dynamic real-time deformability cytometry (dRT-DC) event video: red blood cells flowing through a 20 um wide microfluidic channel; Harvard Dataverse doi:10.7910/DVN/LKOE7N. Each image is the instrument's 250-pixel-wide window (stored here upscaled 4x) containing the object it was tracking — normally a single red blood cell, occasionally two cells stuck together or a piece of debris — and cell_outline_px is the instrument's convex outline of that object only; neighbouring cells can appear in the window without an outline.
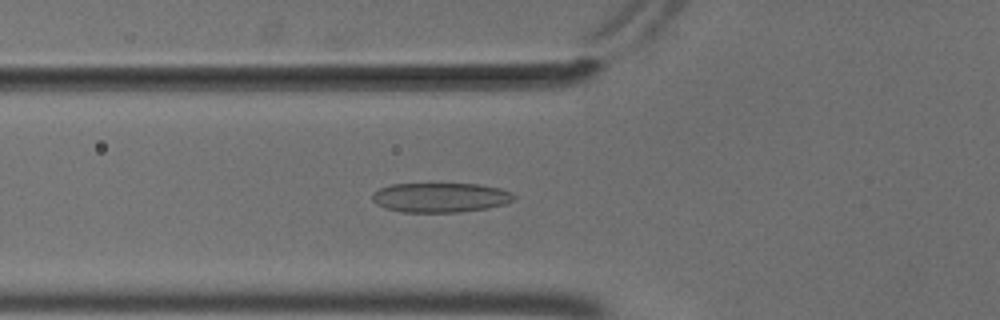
{"species": "common noctule bat (a hibernating species)", "species_latin": "Nyctalus noctula", "temperature_condition": "cold", "stored_images_in_passage": 51, "camera_frame_rate_fps": 3000, "um_per_image_px": 0.085, "animal": {"sex": "male", "body_mass_g": 18.8}, "frame": {"image": 1, "passage_image": 16, "time_ms": 5.0, "image_size_px": [1000, 320], "cell_outline_px": [[516, 196], [508, 204], [488, 208], [460, 212], [400, 212], [384, 208], [376, 204], [372, 200], [372, 196], [380, 188], [392, 184], [480, 184], [500, 188], [512, 192]], "centroid_in_image_um": [37.47, 16.79], "position_along_channel_um": 88.3, "area_um2": 24.57}}
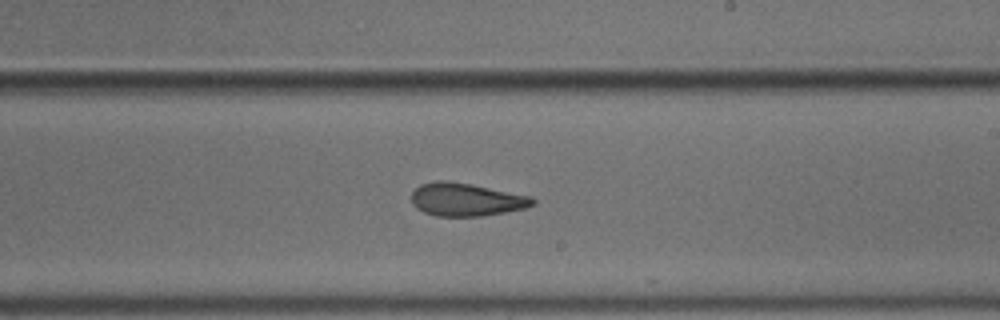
{"frame": {"image": 2, "passage_image": 29, "time_ms": 9.333, "image_size_px": [1000, 320], "cell_outline_px": [[536, 204], [524, 208], [504, 212], [480, 216], [436, 216], [424, 212], [416, 208], [412, 204], [412, 192], [420, 184], [432, 180], [444, 180], [472, 184], [532, 196], [536, 200]], "centroid_in_image_um": [39.62, 16.95], "position_along_channel_um": 249.4, "area_um2": 23.47}}
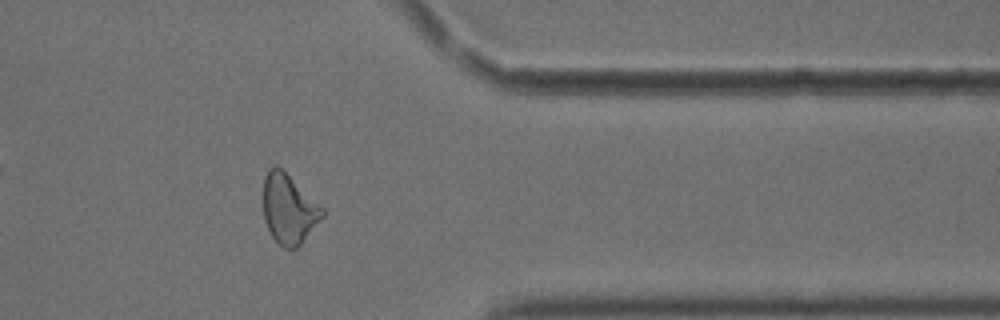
{"frame": {"image": 3, "passage_image": 41, "time_ms": 13.333, "image_size_px": [1000, 320], "cell_outline_px": [[324, 216], [300, 244], [296, 248], [284, 248], [272, 236], [264, 220], [264, 176], [268, 168], [276, 164], [324, 208]], "centroid_in_image_um": [24.54, 17.75], "position_along_channel_um": 386.9, "area_um2": 23.58}, "authors_computed_cell_mechanics": {"area_um2": 24.276, "velocity_mm_per_s": 3.6972, "shape_relaxation_time_tau1_ms": 9.4325, "shape_relaxation_time_tau2_ms": 2.5658, "deformation_change_tau1": 0.2102, "deformation_change_tau2": 0.0993}}